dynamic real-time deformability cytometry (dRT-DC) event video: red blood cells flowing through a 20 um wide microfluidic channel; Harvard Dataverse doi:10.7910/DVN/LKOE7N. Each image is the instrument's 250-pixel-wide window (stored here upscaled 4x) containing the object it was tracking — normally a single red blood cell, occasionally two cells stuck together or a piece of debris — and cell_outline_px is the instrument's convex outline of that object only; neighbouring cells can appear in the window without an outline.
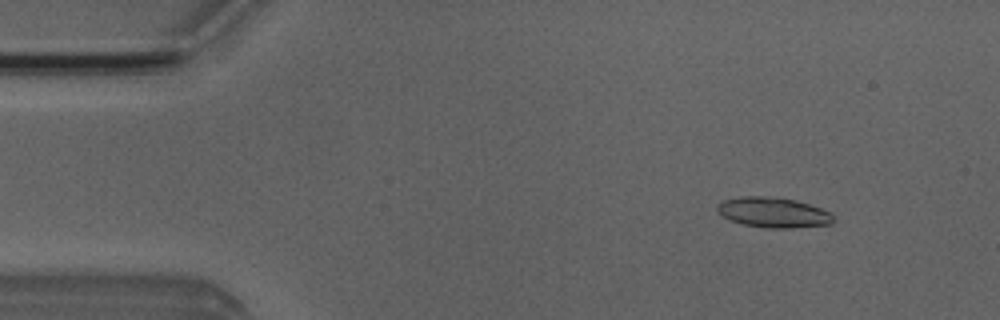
{"species": "Egyptian fruit bat (a non-hibernating species)", "species_latin": "Rousettus aegyptiacus", "temperature_condition": "room temperature", "stored_images_in_passage": 51, "camera_frame_rate_fps": 3000, "um_per_image_px": 0.085, "animal": {"sex": "male"}, "frame": {"image": 1, "passage_image": 6, "time_ms": 1.667, "image_size_px": [1000, 320], "cell_outline_px": [[832, 224], [792, 228], [768, 228], [744, 224], [728, 220], [716, 208], [716, 204], [724, 200], [740, 196], [764, 196], [796, 200], [832, 212]], "centroid_in_image_um": [65.72, 18.06], "position_along_channel_um": 19.3, "area_um2": 20.35}}
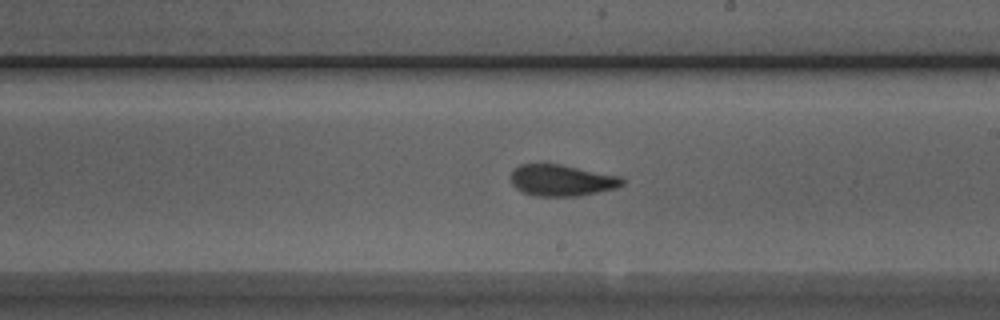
{"frame": {"image": 2, "passage_image": 29, "time_ms": 9.333, "image_size_px": [1000, 320], "cell_outline_px": [[624, 184], [616, 188], [580, 196], [536, 196], [520, 192], [512, 184], [512, 168], [520, 164], [560, 164], [620, 176], [624, 180]], "centroid_in_image_um": [47.73, 15.33], "position_along_channel_um": 241.3, "area_um2": 20.46}}
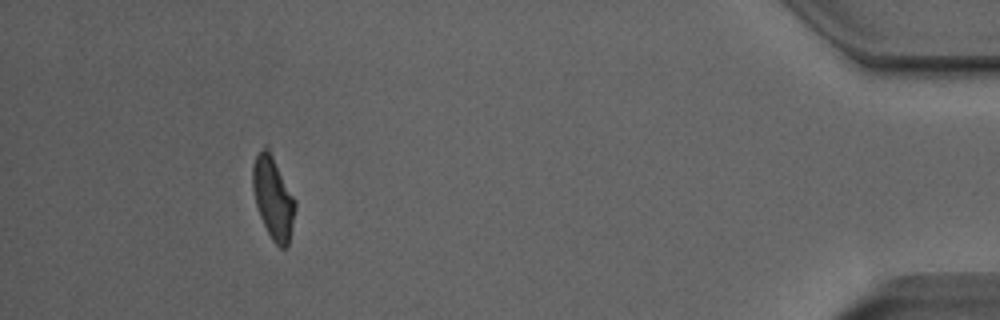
{"frame": {"image": 3, "passage_image": 47, "time_ms": 15.333, "image_size_px": [1000, 320], "cell_outline_px": [[296, 208], [288, 248], [280, 248], [272, 240], [260, 216], [256, 204], [252, 188], [252, 164], [256, 156], [264, 144], [268, 144], [296, 200]], "centroid_in_image_um": [23.23, 16.76], "position_along_channel_um": 412.0, "area_um2": 20.87}, "authors_computed_cell_mechanics": {"area_um2": 20.6346, "velocity_mm_per_s": 3.9686, "shape_relaxation_time_tau1_ms": 4.4653, "shape_relaxation_time_tau2_ms": 1.3404, "deformation_change_tau1": 0.132, "deformation_change_tau2": 0.0744}}